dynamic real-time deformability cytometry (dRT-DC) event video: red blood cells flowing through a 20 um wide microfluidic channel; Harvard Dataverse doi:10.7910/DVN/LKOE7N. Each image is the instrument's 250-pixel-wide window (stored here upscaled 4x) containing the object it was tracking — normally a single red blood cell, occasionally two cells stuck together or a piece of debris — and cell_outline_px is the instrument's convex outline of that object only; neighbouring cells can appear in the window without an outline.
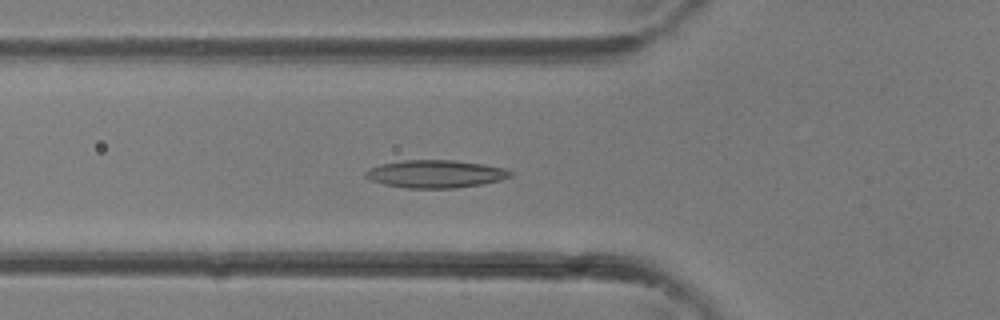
{"species": "common noctule bat (a hibernating species)", "species_latin": "Nyctalus noctula", "temperature_condition": "room temperature", "stored_images_in_passage": 37, "camera_frame_rate_fps": 3000, "um_per_image_px": 0.085, "animal": {"sex": "female"}, "frame": {"image": 1, "passage_image": 13, "time_ms": 4.0, "image_size_px": [1000, 320], "cell_outline_px": [[512, 176], [500, 180], [480, 184], [456, 188], [408, 188], [384, 184], [372, 180], [364, 176], [364, 172], [368, 168], [380, 164], [404, 160], [456, 160], [484, 164], [504, 168], [512, 172]], "centroid_in_image_um": [37.0, 14.77], "position_along_channel_um": 88.8, "area_um2": 23.41}}
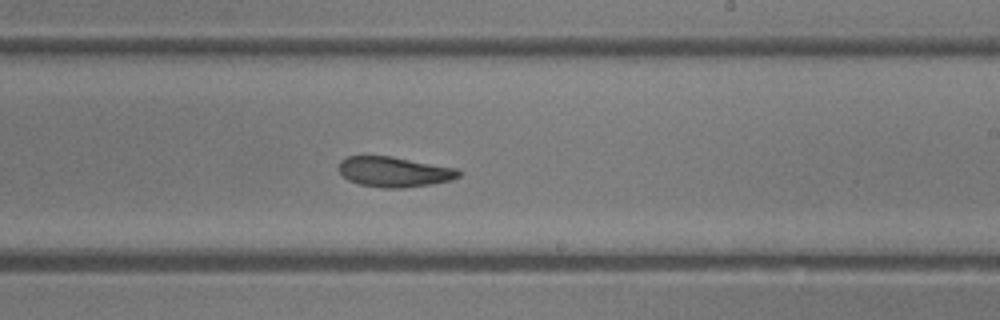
{"frame": {"image": 2, "passage_image": 22, "time_ms": 7.0, "image_size_px": [1000, 320], "cell_outline_px": [[460, 176], [452, 180], [432, 184], [404, 188], [384, 188], [360, 184], [348, 180], [340, 172], [340, 160], [348, 156], [392, 156], [460, 168]], "centroid_in_image_um": [33.57, 14.6], "position_along_channel_um": 255.4, "area_um2": 21.27}}
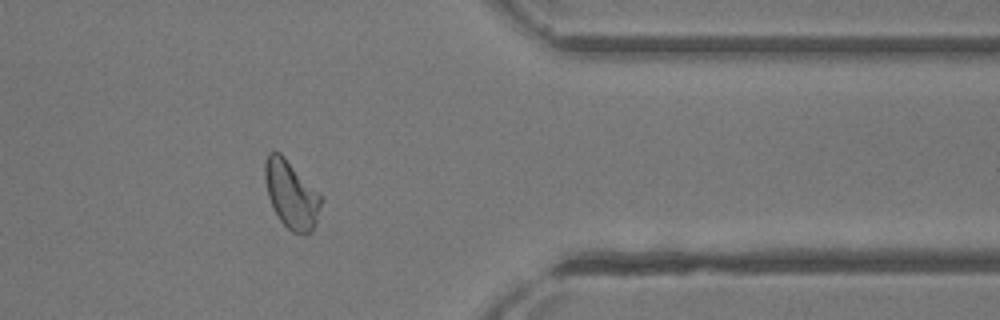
{"frame": {"image": 3, "passage_image": 30, "time_ms": 9.667, "image_size_px": [1000, 320], "cell_outline_px": [[320, 204], [316, 224], [312, 232], [304, 236], [292, 232], [280, 220], [268, 196], [264, 180], [264, 160], [268, 152], [280, 152], [320, 192]], "centroid_in_image_um": [24.75, 16.52], "position_along_channel_um": 386.6, "area_um2": 22.25}}